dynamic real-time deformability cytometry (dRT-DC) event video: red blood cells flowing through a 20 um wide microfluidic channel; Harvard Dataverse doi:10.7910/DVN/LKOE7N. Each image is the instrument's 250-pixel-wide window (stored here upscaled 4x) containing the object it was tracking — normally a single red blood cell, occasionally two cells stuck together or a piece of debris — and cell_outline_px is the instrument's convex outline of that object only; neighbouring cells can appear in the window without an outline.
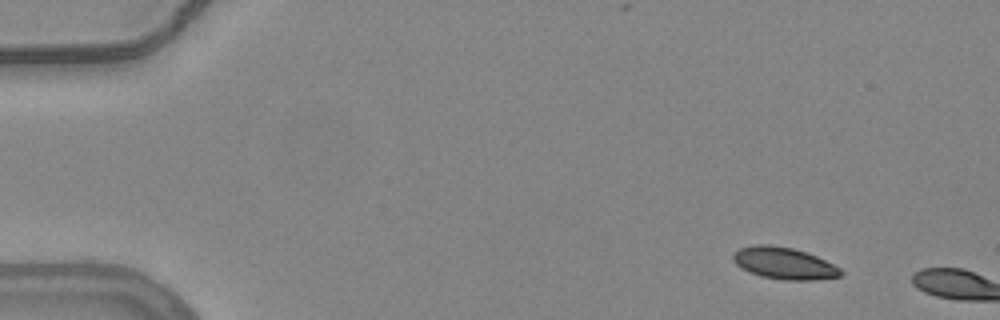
{"species": "common noctule bat (a hibernating species)", "species_latin": "Nyctalus noctula", "temperature_condition": "warm", "stored_images_in_passage": 3, "camera_frame_rate_fps": 3000, "um_per_image_px": 0.085, "animal": {"sex": "female", "body_mass_g": 24.6, "forearm_length_mm": 56.2}, "frame": {"image": 1, "passage_image": 1, "time_ms": 0.0, "image_size_px": [1000, 320], "cell_outline_px": [[844, 272], [840, 276], [816, 280], [784, 280], [760, 276], [736, 264], [732, 260], [732, 252], [740, 248], [756, 244], [768, 244], [792, 248], [816, 256], [840, 268]], "centroid_in_image_um": [66.63, 22.37], "position_along_channel_um": 18.4, "area_um2": 19.83}}